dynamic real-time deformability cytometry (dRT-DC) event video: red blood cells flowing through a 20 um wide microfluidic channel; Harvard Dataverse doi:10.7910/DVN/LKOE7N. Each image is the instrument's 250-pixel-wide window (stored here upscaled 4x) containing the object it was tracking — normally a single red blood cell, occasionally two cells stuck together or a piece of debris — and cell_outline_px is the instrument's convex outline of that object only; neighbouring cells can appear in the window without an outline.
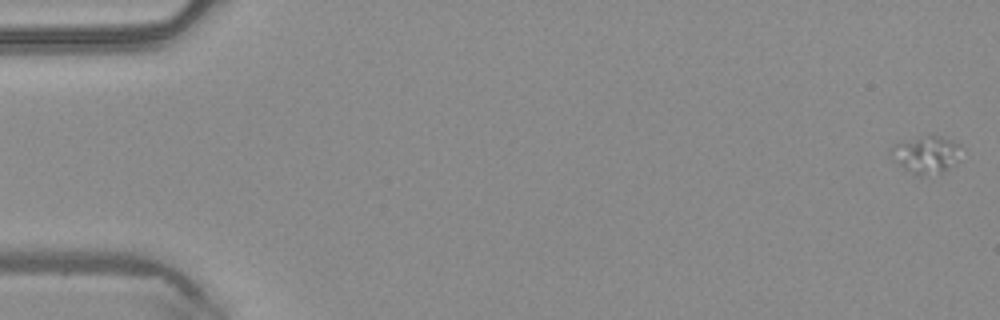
{"species": "common noctule bat (a hibernating species)", "species_latin": "Nyctalus noctula", "temperature_condition": "warm", "stored_images_in_passage": 51, "camera_frame_rate_fps": 3000, "um_per_image_px": 0.085, "animal": {"sex": "male", "body_mass_g": 20.4}, "frame": {"image": 1, "passage_image": 1, "time_ms": 0.0, "image_size_px": [1000, 320], "cell_outline_px": [[960, 144], [956, 164], [940, 172], [920, 176], [904, 168], [888, 156], [888, 152], [896, 144], [920, 136], [940, 136], [952, 140]], "centroid_in_image_um": [78.69, 13.13], "position_along_channel_um": 6.3, "area_um2": 14.97}}
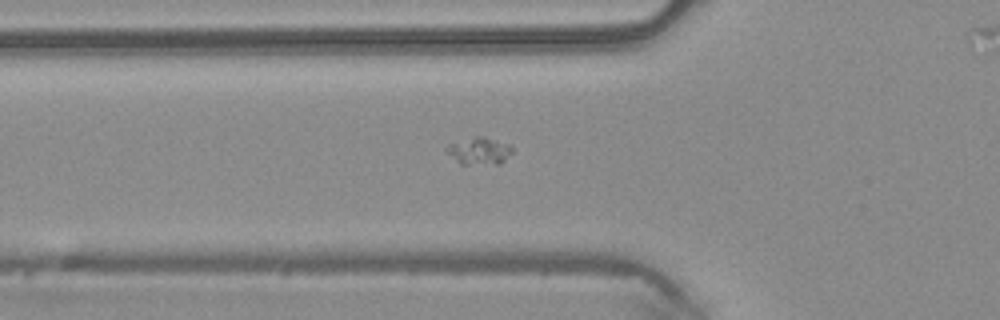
{"frame": {"image": 2, "passage_image": 18, "time_ms": 5.667, "image_size_px": [1000, 320], "cell_outline_px": [[512, 152], [500, 164], [460, 164], [448, 152], [448, 144], [476, 136], [484, 136], [508, 144], [512, 148]], "centroid_in_image_um": [40.76, 12.83], "position_along_channel_um": 85.0, "area_um2": 10.12}}
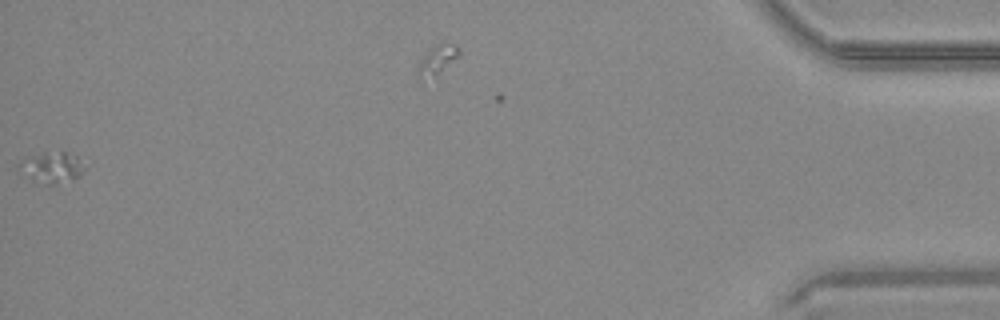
{"frame": {"image": 3, "passage_image": 50, "time_ms": 16.333, "image_size_px": [1000, 320], "cell_outline_px": [[84, 172], [80, 176], [72, 180], [56, 184], [48, 184], [32, 180], [28, 176], [20, 164], [24, 160], [44, 152], [64, 152], [76, 156], [84, 168]], "centroid_in_image_um": [4.5, 14.25], "position_along_channel_um": 430.7, "area_um2": 11.1}}